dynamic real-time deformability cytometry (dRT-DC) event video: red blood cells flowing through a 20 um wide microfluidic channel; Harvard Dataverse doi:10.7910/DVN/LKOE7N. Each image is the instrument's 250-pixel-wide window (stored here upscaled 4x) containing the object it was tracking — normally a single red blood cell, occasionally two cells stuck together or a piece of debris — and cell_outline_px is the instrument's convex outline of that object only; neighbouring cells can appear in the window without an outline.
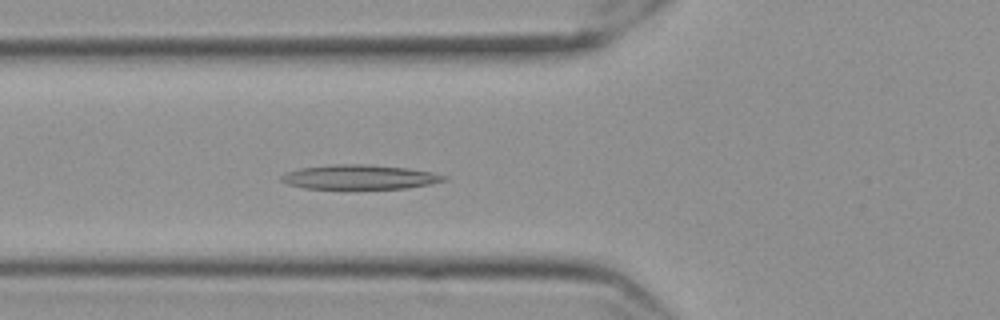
{"species": "Egyptian fruit bat (a non-hibernating species)", "species_latin": "Rousettus aegyptiacus", "temperature_condition": "cold", "stored_images_in_passage": 50, "camera_frame_rate_fps": 3000, "um_per_image_px": 0.085, "frame": {"image": 1, "passage_image": 21, "time_ms": 6.667, "image_size_px": [1000, 320], "cell_outline_px": [[448, 180], [408, 188], [304, 188], [288, 184], [280, 180], [280, 176], [284, 172], [300, 168], [336, 164], [364, 164], [408, 168], [432, 172], [448, 176]], "centroid_in_image_um": [30.56, 15.04], "position_along_channel_um": 95.2, "area_um2": 23.06}}
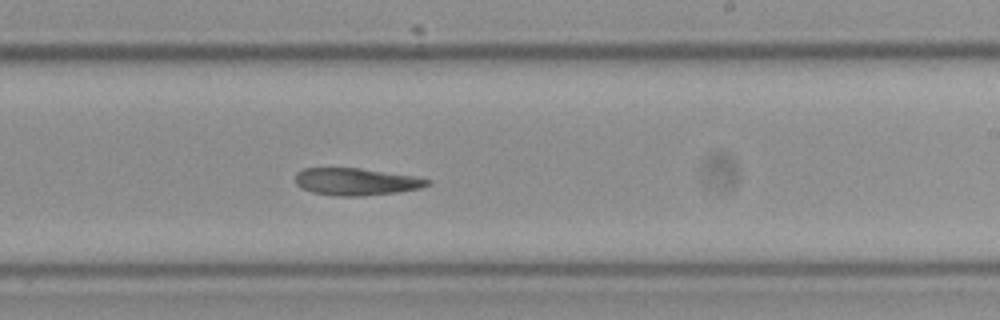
{"frame": {"image": 2, "passage_image": 35, "time_ms": 11.333, "image_size_px": [1000, 320], "cell_outline_px": [[432, 180], [428, 184], [420, 188], [396, 192], [364, 196], [336, 196], [312, 192], [300, 188], [296, 184], [296, 172], [304, 168], [356, 168], [412, 176]], "centroid_in_image_um": [30.21, 15.45], "position_along_channel_um": 258.8, "area_um2": 20.69}}
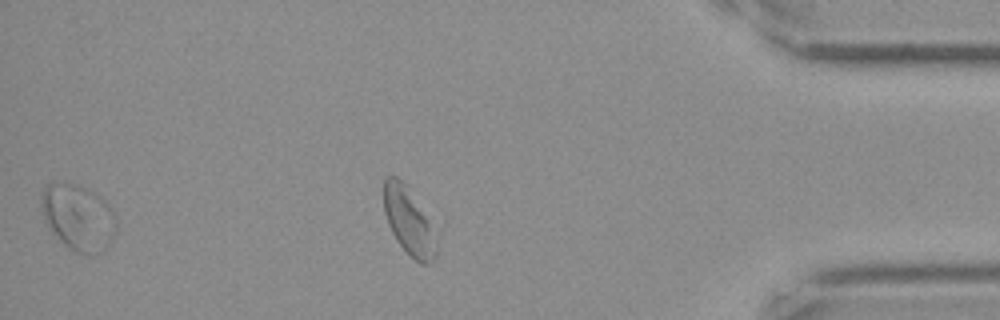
{"frame": {"image": 3, "passage_image": 50, "time_ms": 16.333, "image_size_px": [1000, 320], "cell_outline_px": [[116, 228], [108, 244], [100, 252], [76, 252], [68, 248], [52, 232], [44, 216], [40, 204], [40, 200], [44, 188], [48, 184], [72, 184], [84, 188], [100, 196], [104, 200], [116, 216]], "centroid_in_image_um": [6.64, 18.47], "position_along_channel_um": 428.6, "area_um2": 27.92}}